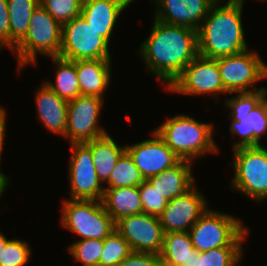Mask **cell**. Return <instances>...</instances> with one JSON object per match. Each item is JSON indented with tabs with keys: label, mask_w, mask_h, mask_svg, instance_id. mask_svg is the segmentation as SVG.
Returning <instances> with one entry per match:
<instances>
[{
	"label": "cell",
	"mask_w": 267,
	"mask_h": 266,
	"mask_svg": "<svg viewBox=\"0 0 267 266\" xmlns=\"http://www.w3.org/2000/svg\"><path fill=\"white\" fill-rule=\"evenodd\" d=\"M139 193L143 205V213L159 217L168 204V200L144 180L139 186Z\"/></svg>",
	"instance_id": "cell-33"
},
{
	"label": "cell",
	"mask_w": 267,
	"mask_h": 266,
	"mask_svg": "<svg viewBox=\"0 0 267 266\" xmlns=\"http://www.w3.org/2000/svg\"><path fill=\"white\" fill-rule=\"evenodd\" d=\"M131 253L129 243L115 229L104 239L99 266H117Z\"/></svg>",
	"instance_id": "cell-29"
},
{
	"label": "cell",
	"mask_w": 267,
	"mask_h": 266,
	"mask_svg": "<svg viewBox=\"0 0 267 266\" xmlns=\"http://www.w3.org/2000/svg\"><path fill=\"white\" fill-rule=\"evenodd\" d=\"M243 246H223L200 252L198 266H240Z\"/></svg>",
	"instance_id": "cell-27"
},
{
	"label": "cell",
	"mask_w": 267,
	"mask_h": 266,
	"mask_svg": "<svg viewBox=\"0 0 267 266\" xmlns=\"http://www.w3.org/2000/svg\"><path fill=\"white\" fill-rule=\"evenodd\" d=\"M135 0H83L81 16L110 43L119 16Z\"/></svg>",
	"instance_id": "cell-17"
},
{
	"label": "cell",
	"mask_w": 267,
	"mask_h": 266,
	"mask_svg": "<svg viewBox=\"0 0 267 266\" xmlns=\"http://www.w3.org/2000/svg\"><path fill=\"white\" fill-rule=\"evenodd\" d=\"M102 203L115 223L123 217L143 213L139 186L105 188Z\"/></svg>",
	"instance_id": "cell-21"
},
{
	"label": "cell",
	"mask_w": 267,
	"mask_h": 266,
	"mask_svg": "<svg viewBox=\"0 0 267 266\" xmlns=\"http://www.w3.org/2000/svg\"><path fill=\"white\" fill-rule=\"evenodd\" d=\"M10 239L6 238V236L4 235V233H2L0 231V253L2 252V250L4 249L6 243L9 241Z\"/></svg>",
	"instance_id": "cell-40"
},
{
	"label": "cell",
	"mask_w": 267,
	"mask_h": 266,
	"mask_svg": "<svg viewBox=\"0 0 267 266\" xmlns=\"http://www.w3.org/2000/svg\"><path fill=\"white\" fill-rule=\"evenodd\" d=\"M0 47L10 50V20L7 0H0Z\"/></svg>",
	"instance_id": "cell-37"
},
{
	"label": "cell",
	"mask_w": 267,
	"mask_h": 266,
	"mask_svg": "<svg viewBox=\"0 0 267 266\" xmlns=\"http://www.w3.org/2000/svg\"><path fill=\"white\" fill-rule=\"evenodd\" d=\"M194 185L181 197L168 201L159 216L164 233L189 232L194 223L210 208L205 195Z\"/></svg>",
	"instance_id": "cell-14"
},
{
	"label": "cell",
	"mask_w": 267,
	"mask_h": 266,
	"mask_svg": "<svg viewBox=\"0 0 267 266\" xmlns=\"http://www.w3.org/2000/svg\"><path fill=\"white\" fill-rule=\"evenodd\" d=\"M150 139L126 145V151L132 157L144 180L158 175L176 165L180 158L166 145L153 129Z\"/></svg>",
	"instance_id": "cell-15"
},
{
	"label": "cell",
	"mask_w": 267,
	"mask_h": 266,
	"mask_svg": "<svg viewBox=\"0 0 267 266\" xmlns=\"http://www.w3.org/2000/svg\"><path fill=\"white\" fill-rule=\"evenodd\" d=\"M72 155L68 164L71 200L102 201L105 188L99 180L91 149L85 143H69Z\"/></svg>",
	"instance_id": "cell-12"
},
{
	"label": "cell",
	"mask_w": 267,
	"mask_h": 266,
	"mask_svg": "<svg viewBox=\"0 0 267 266\" xmlns=\"http://www.w3.org/2000/svg\"><path fill=\"white\" fill-rule=\"evenodd\" d=\"M166 90L191 96L212 94L216 101L219 95H228L221 80L217 60L200 55L185 67Z\"/></svg>",
	"instance_id": "cell-10"
},
{
	"label": "cell",
	"mask_w": 267,
	"mask_h": 266,
	"mask_svg": "<svg viewBox=\"0 0 267 266\" xmlns=\"http://www.w3.org/2000/svg\"><path fill=\"white\" fill-rule=\"evenodd\" d=\"M5 192L0 188V198H2V195L4 194Z\"/></svg>",
	"instance_id": "cell-41"
},
{
	"label": "cell",
	"mask_w": 267,
	"mask_h": 266,
	"mask_svg": "<svg viewBox=\"0 0 267 266\" xmlns=\"http://www.w3.org/2000/svg\"><path fill=\"white\" fill-rule=\"evenodd\" d=\"M104 101L101 97L88 95L68 101L65 138L70 143H86L109 133L98 121Z\"/></svg>",
	"instance_id": "cell-11"
},
{
	"label": "cell",
	"mask_w": 267,
	"mask_h": 266,
	"mask_svg": "<svg viewBox=\"0 0 267 266\" xmlns=\"http://www.w3.org/2000/svg\"><path fill=\"white\" fill-rule=\"evenodd\" d=\"M10 20V50L25 36L39 0H7Z\"/></svg>",
	"instance_id": "cell-25"
},
{
	"label": "cell",
	"mask_w": 267,
	"mask_h": 266,
	"mask_svg": "<svg viewBox=\"0 0 267 266\" xmlns=\"http://www.w3.org/2000/svg\"><path fill=\"white\" fill-rule=\"evenodd\" d=\"M30 244L24 240L10 239L0 253V266H25L32 256Z\"/></svg>",
	"instance_id": "cell-32"
},
{
	"label": "cell",
	"mask_w": 267,
	"mask_h": 266,
	"mask_svg": "<svg viewBox=\"0 0 267 266\" xmlns=\"http://www.w3.org/2000/svg\"><path fill=\"white\" fill-rule=\"evenodd\" d=\"M39 86L34 93L37 118L48 131L65 138L68 101L60 98L44 82Z\"/></svg>",
	"instance_id": "cell-18"
},
{
	"label": "cell",
	"mask_w": 267,
	"mask_h": 266,
	"mask_svg": "<svg viewBox=\"0 0 267 266\" xmlns=\"http://www.w3.org/2000/svg\"><path fill=\"white\" fill-rule=\"evenodd\" d=\"M6 117L7 113L3 106H0V160L3 153V145L6 133ZM1 163V161H0ZM1 170V169H0ZM10 178L2 171H0V188L5 192L9 186Z\"/></svg>",
	"instance_id": "cell-38"
},
{
	"label": "cell",
	"mask_w": 267,
	"mask_h": 266,
	"mask_svg": "<svg viewBox=\"0 0 267 266\" xmlns=\"http://www.w3.org/2000/svg\"><path fill=\"white\" fill-rule=\"evenodd\" d=\"M231 121L230 125V133L232 135H238L239 139L238 141L232 142V147L233 149L239 148V147H250L253 146V129L252 125H249L248 122H239L232 120L229 118Z\"/></svg>",
	"instance_id": "cell-35"
},
{
	"label": "cell",
	"mask_w": 267,
	"mask_h": 266,
	"mask_svg": "<svg viewBox=\"0 0 267 266\" xmlns=\"http://www.w3.org/2000/svg\"><path fill=\"white\" fill-rule=\"evenodd\" d=\"M250 50L216 59L228 95L255 92L265 88H257L254 85L267 79V64L259 53Z\"/></svg>",
	"instance_id": "cell-8"
},
{
	"label": "cell",
	"mask_w": 267,
	"mask_h": 266,
	"mask_svg": "<svg viewBox=\"0 0 267 266\" xmlns=\"http://www.w3.org/2000/svg\"><path fill=\"white\" fill-rule=\"evenodd\" d=\"M115 225L132 252L161 253L164 231L159 217L139 213L123 217Z\"/></svg>",
	"instance_id": "cell-13"
},
{
	"label": "cell",
	"mask_w": 267,
	"mask_h": 266,
	"mask_svg": "<svg viewBox=\"0 0 267 266\" xmlns=\"http://www.w3.org/2000/svg\"><path fill=\"white\" fill-rule=\"evenodd\" d=\"M62 25L40 4L31 15L28 31L24 38L11 50L17 57L18 71L27 65H36L37 55L59 56Z\"/></svg>",
	"instance_id": "cell-4"
},
{
	"label": "cell",
	"mask_w": 267,
	"mask_h": 266,
	"mask_svg": "<svg viewBox=\"0 0 267 266\" xmlns=\"http://www.w3.org/2000/svg\"><path fill=\"white\" fill-rule=\"evenodd\" d=\"M198 259H200V252L194 250L186 265L183 266H198Z\"/></svg>",
	"instance_id": "cell-39"
},
{
	"label": "cell",
	"mask_w": 267,
	"mask_h": 266,
	"mask_svg": "<svg viewBox=\"0 0 267 266\" xmlns=\"http://www.w3.org/2000/svg\"><path fill=\"white\" fill-rule=\"evenodd\" d=\"M267 96V88L263 90L249 93H235L234 97L227 98L224 102L225 107L230 109L229 118L240 121L246 118L251 110H253Z\"/></svg>",
	"instance_id": "cell-28"
},
{
	"label": "cell",
	"mask_w": 267,
	"mask_h": 266,
	"mask_svg": "<svg viewBox=\"0 0 267 266\" xmlns=\"http://www.w3.org/2000/svg\"><path fill=\"white\" fill-rule=\"evenodd\" d=\"M153 20L138 55L149 73L167 89L198 55L197 31Z\"/></svg>",
	"instance_id": "cell-1"
},
{
	"label": "cell",
	"mask_w": 267,
	"mask_h": 266,
	"mask_svg": "<svg viewBox=\"0 0 267 266\" xmlns=\"http://www.w3.org/2000/svg\"><path fill=\"white\" fill-rule=\"evenodd\" d=\"M165 120L154 130L180 160L194 162L196 158L202 159L206 153H219L211 123L198 121L185 114Z\"/></svg>",
	"instance_id": "cell-3"
},
{
	"label": "cell",
	"mask_w": 267,
	"mask_h": 266,
	"mask_svg": "<svg viewBox=\"0 0 267 266\" xmlns=\"http://www.w3.org/2000/svg\"><path fill=\"white\" fill-rule=\"evenodd\" d=\"M55 65V83L44 81L51 90L60 98L67 101L75 99L80 95L79 81L75 69V61L63 59L59 56L49 57Z\"/></svg>",
	"instance_id": "cell-23"
},
{
	"label": "cell",
	"mask_w": 267,
	"mask_h": 266,
	"mask_svg": "<svg viewBox=\"0 0 267 266\" xmlns=\"http://www.w3.org/2000/svg\"><path fill=\"white\" fill-rule=\"evenodd\" d=\"M109 48V43L81 15L62 25L59 57L63 59H112Z\"/></svg>",
	"instance_id": "cell-9"
},
{
	"label": "cell",
	"mask_w": 267,
	"mask_h": 266,
	"mask_svg": "<svg viewBox=\"0 0 267 266\" xmlns=\"http://www.w3.org/2000/svg\"><path fill=\"white\" fill-rule=\"evenodd\" d=\"M83 0H39V4L61 25L81 14Z\"/></svg>",
	"instance_id": "cell-31"
},
{
	"label": "cell",
	"mask_w": 267,
	"mask_h": 266,
	"mask_svg": "<svg viewBox=\"0 0 267 266\" xmlns=\"http://www.w3.org/2000/svg\"><path fill=\"white\" fill-rule=\"evenodd\" d=\"M244 1L217 0L210 7L197 31L198 55L217 59L249 49L242 24Z\"/></svg>",
	"instance_id": "cell-2"
},
{
	"label": "cell",
	"mask_w": 267,
	"mask_h": 266,
	"mask_svg": "<svg viewBox=\"0 0 267 266\" xmlns=\"http://www.w3.org/2000/svg\"><path fill=\"white\" fill-rule=\"evenodd\" d=\"M233 151L231 189L257 201L267 199V147H239Z\"/></svg>",
	"instance_id": "cell-7"
},
{
	"label": "cell",
	"mask_w": 267,
	"mask_h": 266,
	"mask_svg": "<svg viewBox=\"0 0 267 266\" xmlns=\"http://www.w3.org/2000/svg\"><path fill=\"white\" fill-rule=\"evenodd\" d=\"M194 250L188 232L164 233L160 258L163 266H183Z\"/></svg>",
	"instance_id": "cell-24"
},
{
	"label": "cell",
	"mask_w": 267,
	"mask_h": 266,
	"mask_svg": "<svg viewBox=\"0 0 267 266\" xmlns=\"http://www.w3.org/2000/svg\"><path fill=\"white\" fill-rule=\"evenodd\" d=\"M111 59L76 60L75 69L80 95L98 96L104 99L111 83Z\"/></svg>",
	"instance_id": "cell-19"
},
{
	"label": "cell",
	"mask_w": 267,
	"mask_h": 266,
	"mask_svg": "<svg viewBox=\"0 0 267 266\" xmlns=\"http://www.w3.org/2000/svg\"><path fill=\"white\" fill-rule=\"evenodd\" d=\"M248 122L253 129V146H260V140L267 133V96L239 122ZM264 134V135H263Z\"/></svg>",
	"instance_id": "cell-34"
},
{
	"label": "cell",
	"mask_w": 267,
	"mask_h": 266,
	"mask_svg": "<svg viewBox=\"0 0 267 266\" xmlns=\"http://www.w3.org/2000/svg\"><path fill=\"white\" fill-rule=\"evenodd\" d=\"M231 214L208 209L190 228L194 249L206 252L223 246H243L249 229Z\"/></svg>",
	"instance_id": "cell-5"
},
{
	"label": "cell",
	"mask_w": 267,
	"mask_h": 266,
	"mask_svg": "<svg viewBox=\"0 0 267 266\" xmlns=\"http://www.w3.org/2000/svg\"><path fill=\"white\" fill-rule=\"evenodd\" d=\"M193 162L180 160L173 167L146 179L168 201L183 196L195 185Z\"/></svg>",
	"instance_id": "cell-20"
},
{
	"label": "cell",
	"mask_w": 267,
	"mask_h": 266,
	"mask_svg": "<svg viewBox=\"0 0 267 266\" xmlns=\"http://www.w3.org/2000/svg\"><path fill=\"white\" fill-rule=\"evenodd\" d=\"M103 244L104 240L101 239H78L67 250L82 266H99Z\"/></svg>",
	"instance_id": "cell-30"
},
{
	"label": "cell",
	"mask_w": 267,
	"mask_h": 266,
	"mask_svg": "<svg viewBox=\"0 0 267 266\" xmlns=\"http://www.w3.org/2000/svg\"><path fill=\"white\" fill-rule=\"evenodd\" d=\"M144 178L136 167L132 157L125 150L119 157L115 168L110 174L104 188L137 187L142 184ZM108 183V184H107Z\"/></svg>",
	"instance_id": "cell-26"
},
{
	"label": "cell",
	"mask_w": 267,
	"mask_h": 266,
	"mask_svg": "<svg viewBox=\"0 0 267 266\" xmlns=\"http://www.w3.org/2000/svg\"><path fill=\"white\" fill-rule=\"evenodd\" d=\"M85 144L91 149L98 178L102 184H105L115 168L119 157L126 150V146H119L109 133Z\"/></svg>",
	"instance_id": "cell-22"
},
{
	"label": "cell",
	"mask_w": 267,
	"mask_h": 266,
	"mask_svg": "<svg viewBox=\"0 0 267 266\" xmlns=\"http://www.w3.org/2000/svg\"><path fill=\"white\" fill-rule=\"evenodd\" d=\"M217 0H152L154 19L178 27L198 31Z\"/></svg>",
	"instance_id": "cell-16"
},
{
	"label": "cell",
	"mask_w": 267,
	"mask_h": 266,
	"mask_svg": "<svg viewBox=\"0 0 267 266\" xmlns=\"http://www.w3.org/2000/svg\"><path fill=\"white\" fill-rule=\"evenodd\" d=\"M117 266H163L160 254L132 252Z\"/></svg>",
	"instance_id": "cell-36"
},
{
	"label": "cell",
	"mask_w": 267,
	"mask_h": 266,
	"mask_svg": "<svg viewBox=\"0 0 267 266\" xmlns=\"http://www.w3.org/2000/svg\"><path fill=\"white\" fill-rule=\"evenodd\" d=\"M61 226L80 239L104 240L116 229L102 201L62 199Z\"/></svg>",
	"instance_id": "cell-6"
}]
</instances>
